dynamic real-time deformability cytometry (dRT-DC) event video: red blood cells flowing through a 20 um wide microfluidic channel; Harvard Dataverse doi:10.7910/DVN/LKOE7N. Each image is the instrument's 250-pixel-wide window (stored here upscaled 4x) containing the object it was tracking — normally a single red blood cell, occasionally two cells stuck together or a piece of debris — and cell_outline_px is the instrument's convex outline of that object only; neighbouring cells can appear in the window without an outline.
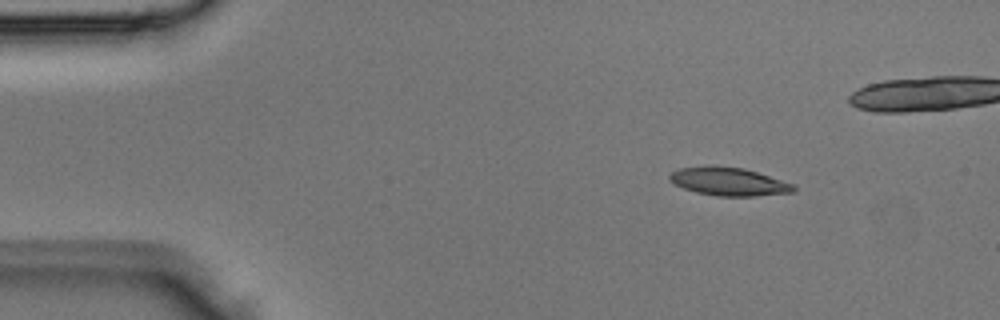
{"species": "Egyptian fruit bat (a non-hibernating species)", "species_latin": "Rousettus aegyptiacus", "temperature_condition": "room temperature", "stored_images_in_passage": 3, "camera_frame_rate_fps": 3000, "um_per_image_px": 0.085, "animal": {"sex": "male"}, "frame": {"image": 1, "passage_image": 1, "time_ms": 0.0, "image_size_px": [1000, 320], "cell_outline_px": [[796, 192], [756, 196], [716, 196], [696, 192], [684, 188], [668, 180], [668, 176], [676, 168], [704, 164], [708, 164], [744, 168], [796, 184]], "centroid_in_image_um": [61.94, 15.41], "position_along_channel_um": 23.1, "area_um2": 20.92}}